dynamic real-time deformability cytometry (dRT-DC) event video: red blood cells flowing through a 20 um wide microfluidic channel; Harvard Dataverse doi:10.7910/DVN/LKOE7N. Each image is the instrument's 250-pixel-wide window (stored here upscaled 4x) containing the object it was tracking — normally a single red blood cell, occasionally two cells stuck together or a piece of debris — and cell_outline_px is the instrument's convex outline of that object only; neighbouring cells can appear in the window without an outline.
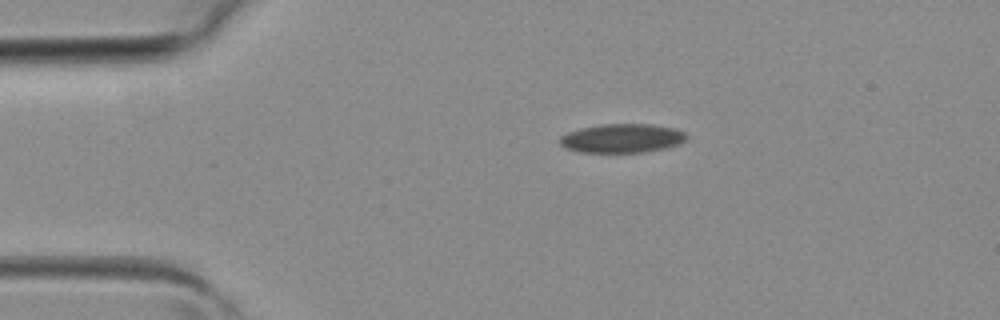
{"species": "common noctule bat (a hibernating species)", "species_latin": "Nyctalus noctula", "temperature_condition": "room temperature", "stored_images_in_passage": 2, "camera_frame_rate_fps": 3000, "um_per_image_px": 0.085, "animal": {"sex": "female", "body_mass_g": 19.3, "forearm_length_mm": 54.1}, "frame": {"image": 1, "passage_image": 1, "time_ms": 0.0, "image_size_px": [1000, 320], "cell_outline_px": [[688, 136], [684, 140], [676, 144], [664, 148], [644, 152], [580, 152], [564, 148], [560, 144], [560, 136], [568, 132], [580, 128], [600, 124], [652, 124], [676, 128], [684, 132]], "centroid_in_image_um": [52.84, 11.74], "position_along_channel_um": 32.2, "area_um2": 21.33}}